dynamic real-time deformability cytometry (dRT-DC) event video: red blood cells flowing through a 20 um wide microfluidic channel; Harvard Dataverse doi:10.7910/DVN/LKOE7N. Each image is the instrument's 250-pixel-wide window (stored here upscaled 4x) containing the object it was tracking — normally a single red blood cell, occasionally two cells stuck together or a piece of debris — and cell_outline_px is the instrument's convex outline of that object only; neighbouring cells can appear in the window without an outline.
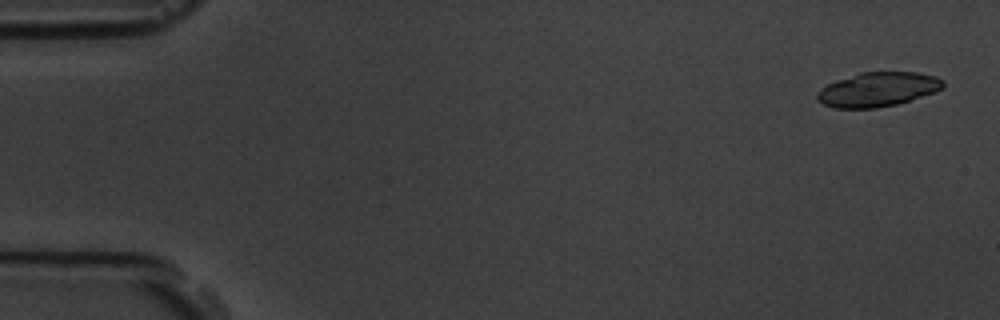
{"species": "common noctule bat (a hibernating species)", "species_latin": "Nyctalus noctula", "temperature_condition": "room temperature", "stored_images_in_passage": 5, "camera_frame_rate_fps": 3000, "um_per_image_px": 0.085, "animal": {"sex": "male", "body_mass_g": 19.5, "forearm_length_mm": 54.6}, "frame": {"image": 1, "passage_image": 1, "time_ms": 0.0, "image_size_px": [1000, 320], "cell_outline_px": [[944, 88], [896, 104], [876, 108], [836, 108], [824, 104], [816, 100], [816, 96], [828, 84], [836, 80], [860, 72], [916, 72], [936, 76], [944, 80]], "centroid_in_image_um": [74.62, 7.59], "position_along_channel_um": 10.4, "area_um2": 24.85}}